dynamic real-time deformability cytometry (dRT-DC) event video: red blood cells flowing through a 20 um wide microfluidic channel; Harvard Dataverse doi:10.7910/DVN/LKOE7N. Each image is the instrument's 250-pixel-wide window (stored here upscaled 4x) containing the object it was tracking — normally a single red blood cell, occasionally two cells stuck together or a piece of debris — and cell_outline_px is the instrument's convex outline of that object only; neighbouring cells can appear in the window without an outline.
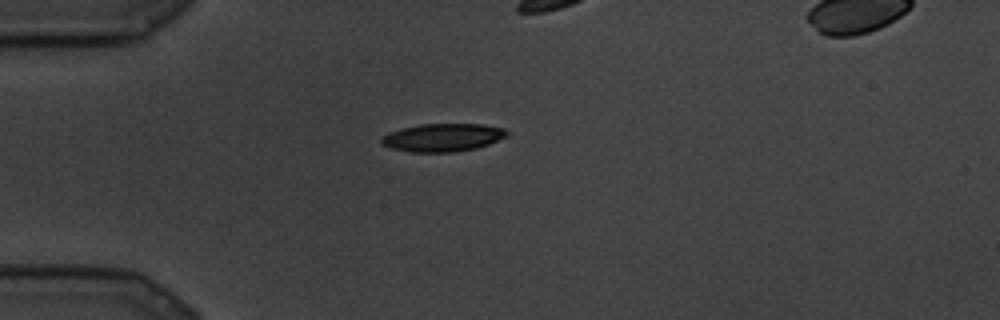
{"species": "common noctule bat (a hibernating species)", "species_latin": "Nyctalus noctula", "temperature_condition": "cold", "stored_images_in_passage": 51, "camera_frame_rate_fps": 3000, "um_per_image_px": 0.085, "animal": {"sex": "male", "body_mass_g": 19.5, "forearm_length_mm": 54.6}, "frame": {"image": 1, "passage_image": 1, "time_ms": 0.0, "image_size_px": [1000, 320], "cell_outline_px": [[508, 136], [488, 144], [476, 148], [452, 152], [412, 152], [392, 148], [380, 144], [380, 136], [388, 132], [420, 124], [480, 124], [504, 128], [508, 132]], "centroid_in_image_um": [37.61, 11.68], "position_along_channel_um": 47.4, "area_um2": 20.46}}
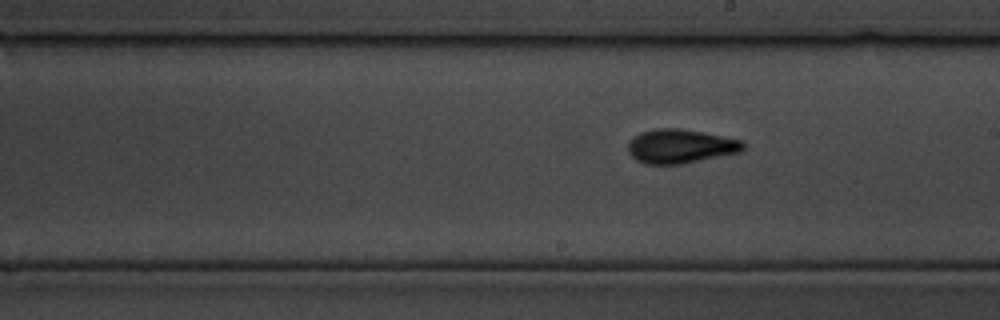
{"frame": {"image": 2, "passage_image": 28, "time_ms": 9.0, "image_size_px": [1000, 320], "cell_outline_px": [[744, 152], [684, 164], [644, 164], [636, 160], [628, 152], [628, 144], [640, 132], [656, 128], [676, 128], [700, 132], [744, 140]], "centroid_in_image_um": [57.88, 12.45], "position_along_channel_um": 231.1, "area_um2": 23.0}}
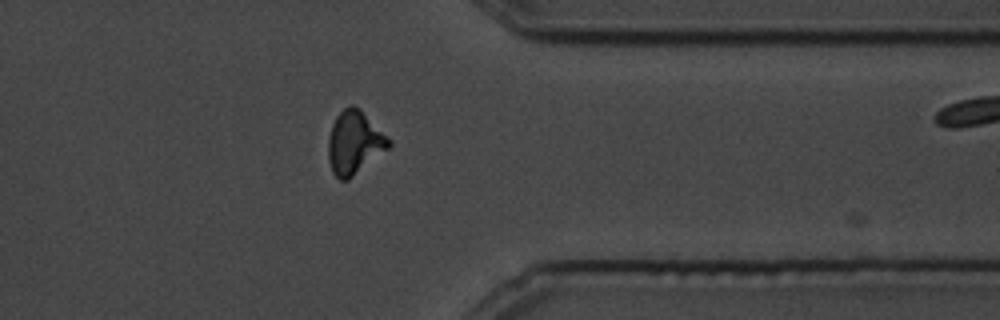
{"frame": {"image": 3, "passage_image": 49, "time_ms": 16.0, "image_size_px": [1000, 320], "cell_outline_px": [[392, 144], [388, 148], [348, 180], [340, 180], [332, 172], [328, 160], [328, 136], [332, 124], [336, 116], [348, 104], [352, 104], [360, 108]], "centroid_in_image_um": [30.07, 12.12], "position_along_channel_um": 381.3, "area_um2": 21.96}}